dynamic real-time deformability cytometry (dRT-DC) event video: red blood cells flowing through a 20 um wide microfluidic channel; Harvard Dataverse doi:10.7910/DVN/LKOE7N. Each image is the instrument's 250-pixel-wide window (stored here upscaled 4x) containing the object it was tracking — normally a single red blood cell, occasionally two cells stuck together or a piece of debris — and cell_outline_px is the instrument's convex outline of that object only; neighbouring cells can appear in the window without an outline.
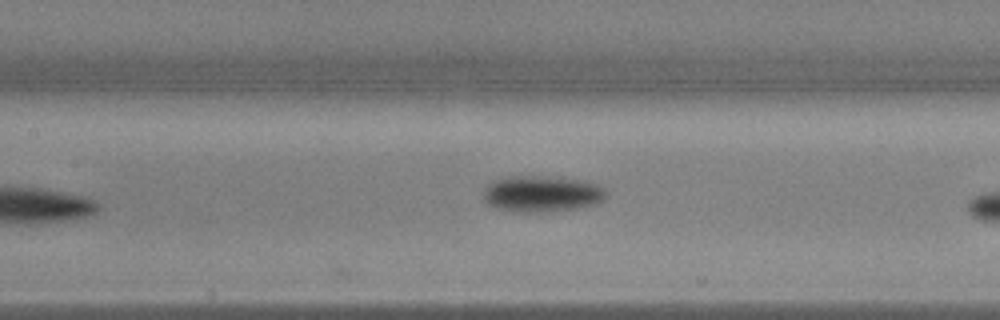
{"species": "common noctule bat (a hibernating species)", "species_latin": "Nyctalus noctula", "temperature_condition": "warm", "stored_images_in_passage": 29, "camera_frame_rate_fps": 3000, "um_per_image_px": 0.085, "animal": {"sex": "male", "body_mass_g": 17.9, "forearm_length_mm": 54.2}, "frame": {"image": 1, "passage_image": 29, "time_ms": 9.333, "image_size_px": [1000, 320], "cell_outline_px": [[608, 196], [592, 204], [576, 208], [548, 212], [512, 212], [496, 208], [488, 204], [484, 200], [484, 188], [492, 180], [508, 176], [536, 176], [580, 180], [600, 184], [608, 192]], "centroid_in_image_um": [46.02, 16.48], "position_along_channel_um": 161.4, "area_um2": 26.01}}